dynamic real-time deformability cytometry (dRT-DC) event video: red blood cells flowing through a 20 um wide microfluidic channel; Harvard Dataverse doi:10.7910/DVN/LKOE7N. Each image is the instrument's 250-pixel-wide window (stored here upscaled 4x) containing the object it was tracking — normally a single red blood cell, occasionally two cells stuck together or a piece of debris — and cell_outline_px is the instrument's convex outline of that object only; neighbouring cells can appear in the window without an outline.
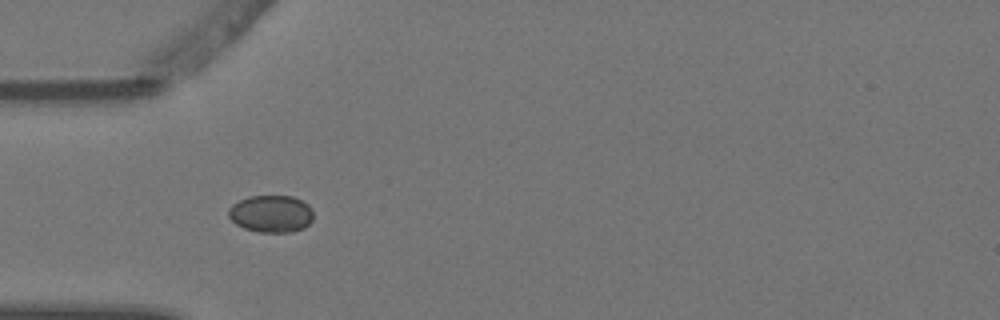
{"species": "Egyptian fruit bat (a non-hibernating species)", "species_latin": "Rousettus aegyptiacus", "temperature_condition": "warm", "stored_images_in_passage": 6, "camera_frame_rate_fps": 3000, "um_per_image_px": 0.085, "animal": {"sex": "female"}, "frame": {"image": 1, "passage_image": 3, "time_ms": 0.667, "image_size_px": [1000, 320], "cell_outline_px": [[312, 220], [304, 228], [292, 232], [260, 232], [244, 228], [236, 224], [228, 216], [228, 208], [232, 204], [248, 196], [292, 196], [308, 204], [312, 208]], "centroid_in_image_um": [23.04, 18.17], "position_along_channel_um": 62.0, "area_um2": 18.44}}
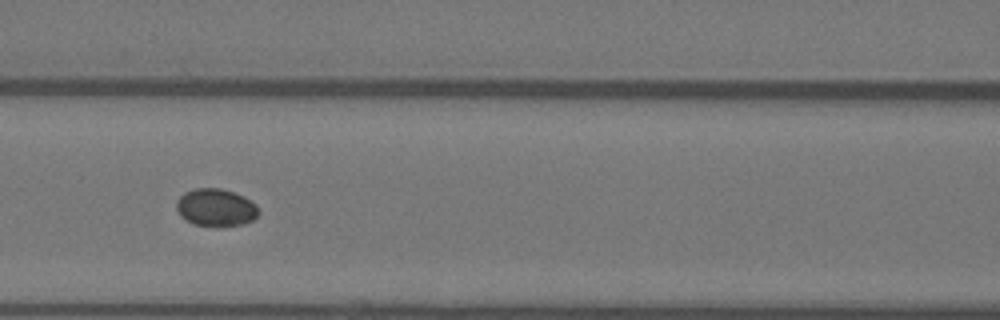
{"frame": {"image": 2, "passage_image": 5, "time_ms": 1.333, "image_size_px": [1000, 320], "cell_outline_px": [[260, 212], [252, 220], [244, 224], [216, 228], [196, 224], [180, 216], [176, 208], [176, 200], [184, 192], [196, 188], [220, 188], [244, 196], [256, 204]], "centroid_in_image_um": [18.35, 17.65], "position_along_channel_um": 148.3, "area_um2": 18.21}}
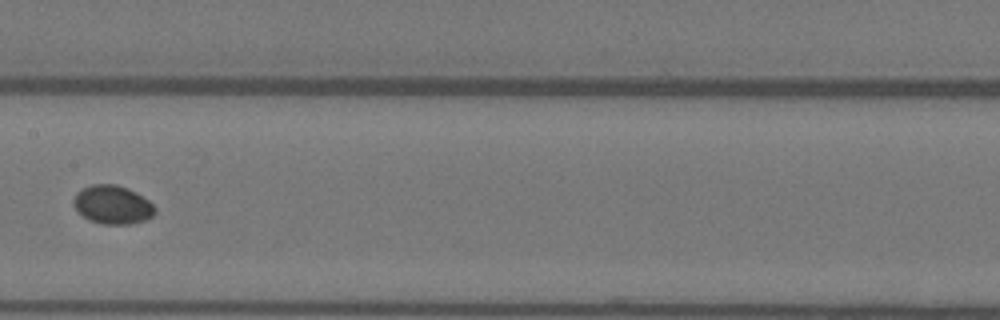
{"frame": {"image": 3, "passage_image": 6, "time_ms": 1.667, "image_size_px": [1000, 320], "cell_outline_px": [[156, 212], [152, 216], [144, 220], [128, 224], [100, 224], [88, 220], [72, 204], [72, 200], [76, 192], [92, 184], [116, 184], [128, 188], [136, 192], [148, 200], [156, 208]], "centroid_in_image_um": [9.56, 17.39], "position_along_channel_um": 197.8, "area_um2": 18.32}}